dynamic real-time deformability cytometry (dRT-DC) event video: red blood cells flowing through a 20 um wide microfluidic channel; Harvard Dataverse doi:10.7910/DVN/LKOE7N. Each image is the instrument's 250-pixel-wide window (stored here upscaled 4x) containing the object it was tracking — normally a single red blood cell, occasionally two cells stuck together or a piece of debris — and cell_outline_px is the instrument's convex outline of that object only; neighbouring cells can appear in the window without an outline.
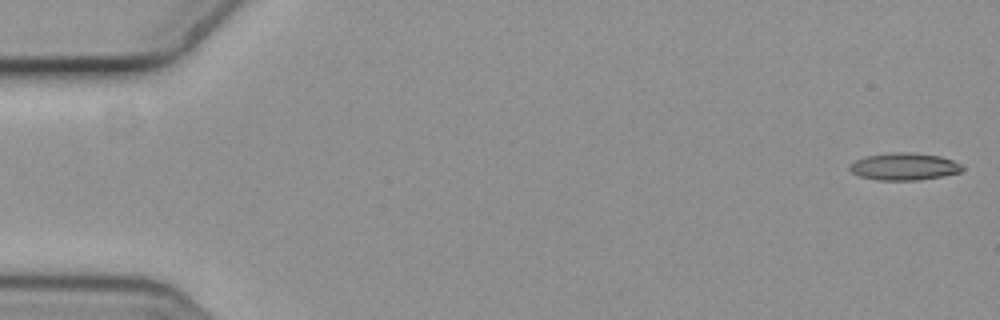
{"species": "common noctule bat (a hibernating species)", "species_latin": "Nyctalus noctula", "temperature_condition": "cold", "stored_images_in_passage": 10, "camera_frame_rate_fps": 3000, "um_per_image_px": 0.085, "animal": {"sex": "female", "body_mass_g": 19.3, "forearm_length_mm": 54.1}, "frame": {"image": 1, "passage_image": 1, "time_ms": 0.0, "image_size_px": [1000, 320], "cell_outline_px": [[964, 168], [960, 172], [940, 176], [916, 180], [876, 180], [860, 176], [852, 172], [848, 168], [848, 164], [864, 156], [892, 152], [912, 152], [940, 156], [964, 164]], "centroid_in_image_um": [76.83, 14.14], "position_along_channel_um": 8.2, "area_um2": 17.98}}
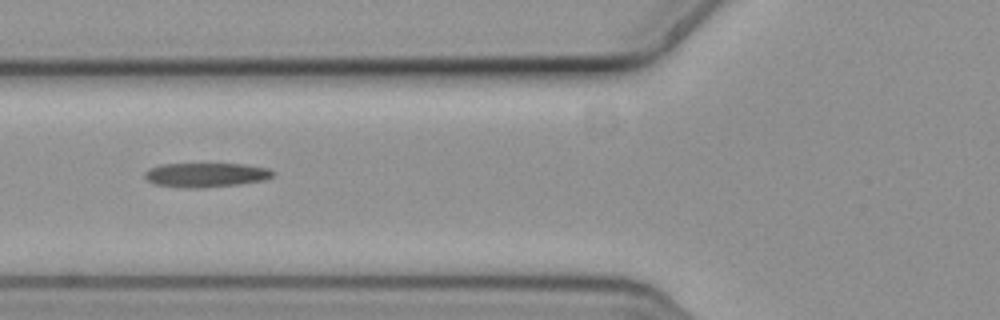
{"frame": {"image": 2, "passage_image": 7, "time_ms": 2.0, "image_size_px": [1000, 320], "cell_outline_px": [[276, 172], [272, 176], [264, 180], [240, 184], [204, 188], [184, 188], [156, 184], [148, 180], [144, 176], [144, 172], [148, 168], [160, 164], [244, 164], [268, 168]], "centroid_in_image_um": [17.5, 14.87], "position_along_channel_um": 108.3, "area_um2": 18.26}}
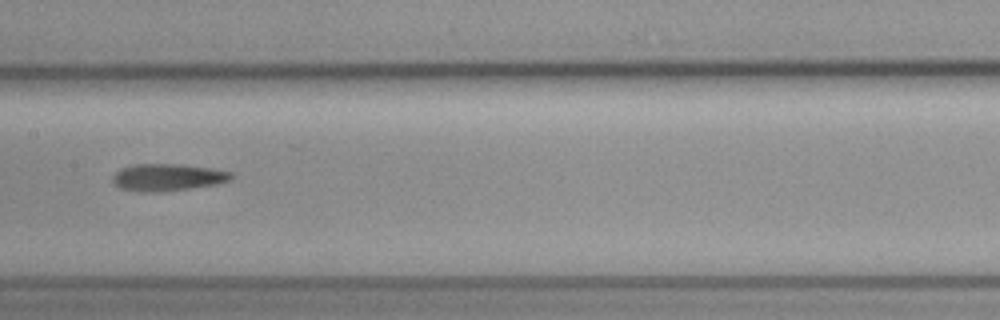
{"frame": {"image": 3, "passage_image": 9, "time_ms": 2.667, "image_size_px": [1000, 320], "cell_outline_px": [[232, 180], [216, 184], [164, 192], [136, 192], [120, 188], [112, 184], [112, 176], [120, 168], [132, 164], [180, 164], [212, 168], [232, 172]], "centroid_in_image_um": [14.2, 15.08], "position_along_channel_um": 193.2, "area_um2": 19.07}}